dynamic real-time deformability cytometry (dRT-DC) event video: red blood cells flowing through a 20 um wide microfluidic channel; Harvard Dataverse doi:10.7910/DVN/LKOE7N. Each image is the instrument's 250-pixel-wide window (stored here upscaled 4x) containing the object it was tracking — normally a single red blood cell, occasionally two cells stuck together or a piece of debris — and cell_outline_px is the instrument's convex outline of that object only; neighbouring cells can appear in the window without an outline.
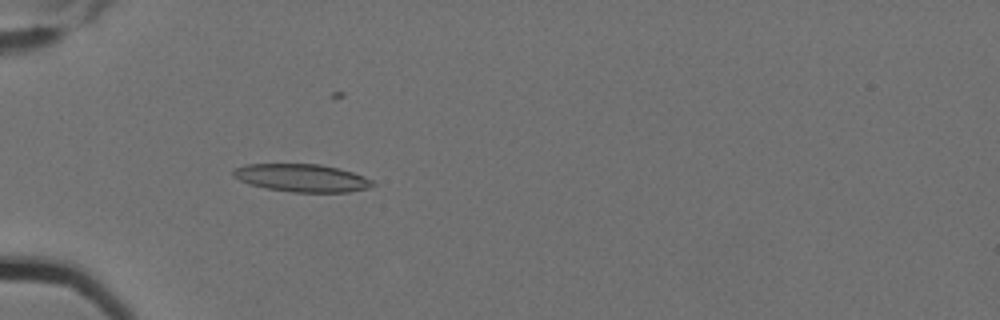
{"species": "Egyptian fruit bat (a non-hibernating species)", "species_latin": "Rousettus aegyptiacus", "temperature_condition": "cold", "stored_images_in_passage": 6, "camera_frame_rate_fps": 3000, "um_per_image_px": 0.085, "animal": {"sex": "female"}, "frame": {"image": 1, "passage_image": 6, "time_ms": 1.667, "image_size_px": [1000, 320], "cell_outline_px": [[376, 184], [368, 188], [348, 192], [292, 192], [264, 188], [248, 184], [232, 176], [232, 168], [244, 164], [320, 164], [352, 172], [364, 176], [372, 180]], "centroid_in_image_um": [25.61, 15.12], "position_along_channel_um": 59.4, "area_um2": 22.72}}